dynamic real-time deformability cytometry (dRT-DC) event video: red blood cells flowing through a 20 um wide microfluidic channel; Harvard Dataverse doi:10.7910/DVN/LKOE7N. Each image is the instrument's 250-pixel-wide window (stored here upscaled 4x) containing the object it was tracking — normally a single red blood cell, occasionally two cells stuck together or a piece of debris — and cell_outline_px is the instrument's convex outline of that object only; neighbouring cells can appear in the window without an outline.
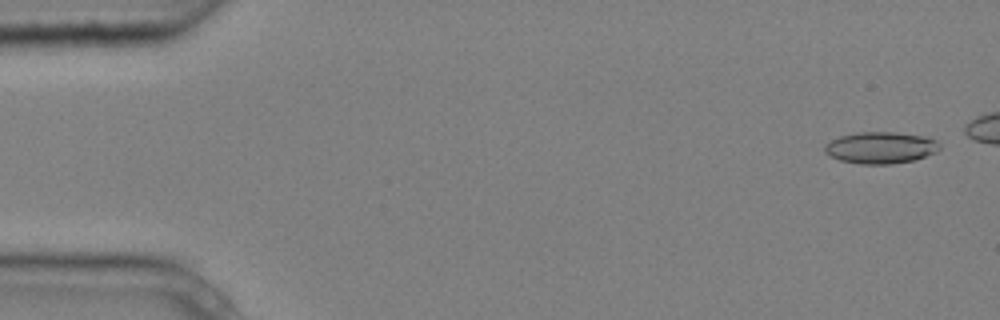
{"species": "common noctule bat (a hibernating species)", "species_latin": "Nyctalus noctula", "temperature_condition": "cold", "stored_images_in_passage": 7, "camera_frame_rate_fps": 3000, "um_per_image_px": 0.085, "animal": {"sex": "male", "body_mass_g": 20.4}, "frame": {"image": 1, "passage_image": 1, "time_ms": 0.0, "image_size_px": [1000, 320], "cell_outline_px": [[940, 148], [936, 152], [912, 160], [892, 164], [860, 164], [840, 160], [824, 152], [824, 144], [840, 136], [856, 132], [896, 132], [924, 136], [936, 140], [940, 144]], "centroid_in_image_um": [74.84, 12.54], "position_along_channel_um": 10.2, "area_um2": 21.15}}
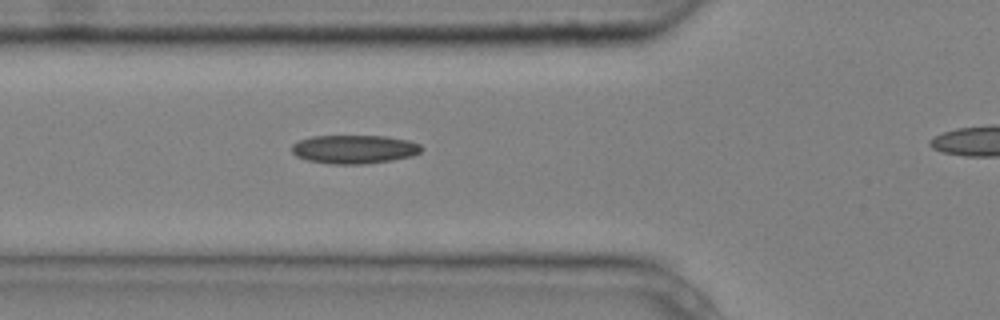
{"frame": {"image": 2, "passage_image": 6, "time_ms": 1.667, "image_size_px": [1000, 320], "cell_outline_px": [[424, 148], [420, 152], [412, 156], [392, 160], [368, 164], [332, 164], [308, 160], [296, 156], [292, 152], [292, 144], [300, 140], [312, 136], [384, 136], [408, 140], [420, 144]], "centroid_in_image_um": [30.13, 12.69], "position_along_channel_um": 95.7, "area_um2": 21.68}}